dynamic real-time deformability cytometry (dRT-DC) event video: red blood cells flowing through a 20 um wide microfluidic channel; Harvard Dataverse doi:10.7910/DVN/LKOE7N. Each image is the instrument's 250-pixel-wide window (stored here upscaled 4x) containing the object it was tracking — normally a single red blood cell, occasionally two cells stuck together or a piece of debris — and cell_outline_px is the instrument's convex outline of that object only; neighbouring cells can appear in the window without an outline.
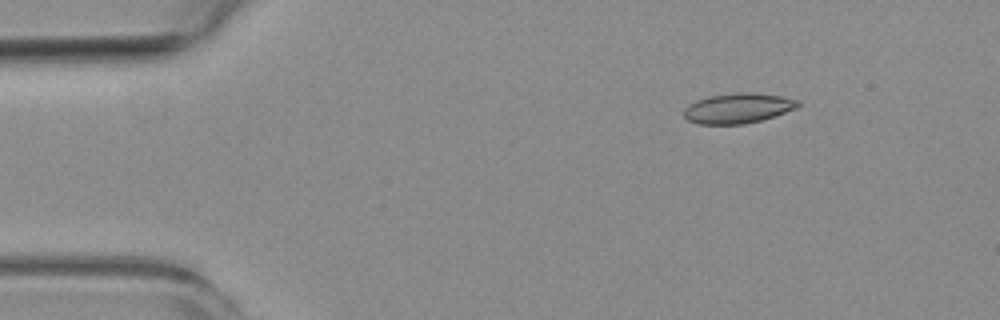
{"species": "common noctule bat (a hibernating species)", "species_latin": "Nyctalus noctula", "temperature_condition": "room temperature", "stored_images_in_passage": 10, "camera_frame_rate_fps": 3000, "um_per_image_px": 0.085, "animal": {"sex": "female", "body_mass_g": 19.3, "forearm_length_mm": 54.1}, "frame": {"image": 1, "passage_image": 2, "time_ms": 1.333, "image_size_px": [1000, 320], "cell_outline_px": [[800, 104], [796, 108], [760, 120], [744, 124], [696, 124], [688, 120], [684, 116], [684, 108], [688, 104], [696, 100], [708, 96], [740, 92], [752, 92], [784, 96], [800, 100]], "centroid_in_image_um": [62.71, 9.18], "position_along_channel_um": 22.3, "area_um2": 20.06}}
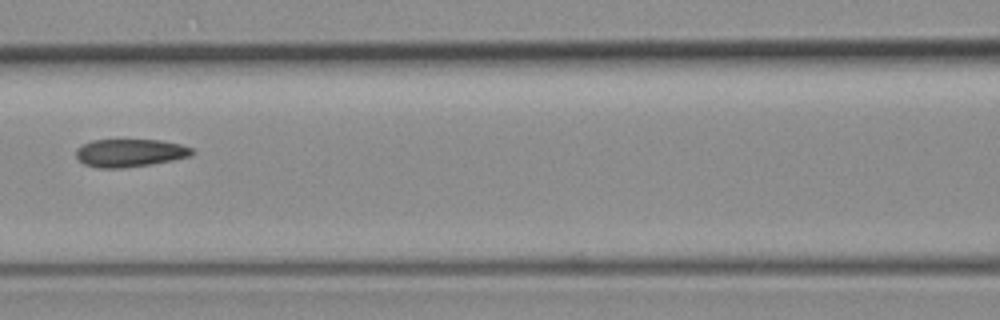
{"frame": {"image": 2, "passage_image": 7, "time_ms": 7.0, "image_size_px": [1000, 320], "cell_outline_px": [[196, 152], [192, 156], [152, 164], [124, 168], [96, 168], [84, 164], [76, 156], [76, 148], [92, 140], [160, 140], [180, 144], [192, 148]], "centroid_in_image_um": [11.06, 13.0], "position_along_channel_um": 155.5, "area_um2": 18.96}}
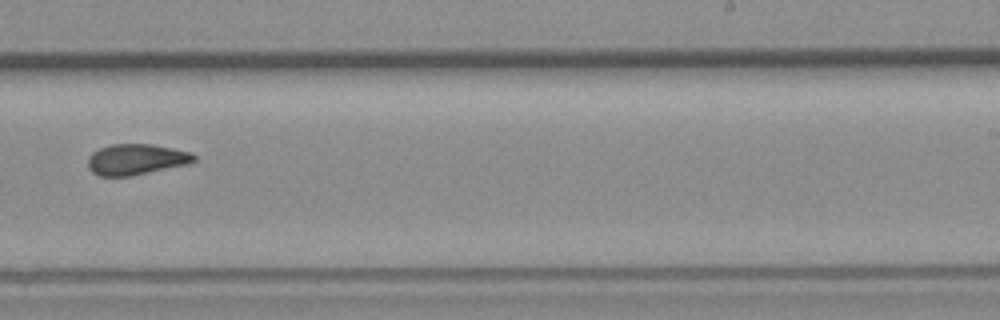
{"frame": {"image": 3, "passage_image": 10, "time_ms": 10.333, "image_size_px": [1000, 320], "cell_outline_px": [[196, 160], [188, 164], [132, 176], [100, 176], [92, 172], [88, 168], [88, 156], [92, 152], [100, 148], [112, 144], [152, 144], [192, 152], [196, 156]], "centroid_in_image_um": [11.57, 13.55], "position_along_channel_um": 277.4, "area_um2": 19.19}}